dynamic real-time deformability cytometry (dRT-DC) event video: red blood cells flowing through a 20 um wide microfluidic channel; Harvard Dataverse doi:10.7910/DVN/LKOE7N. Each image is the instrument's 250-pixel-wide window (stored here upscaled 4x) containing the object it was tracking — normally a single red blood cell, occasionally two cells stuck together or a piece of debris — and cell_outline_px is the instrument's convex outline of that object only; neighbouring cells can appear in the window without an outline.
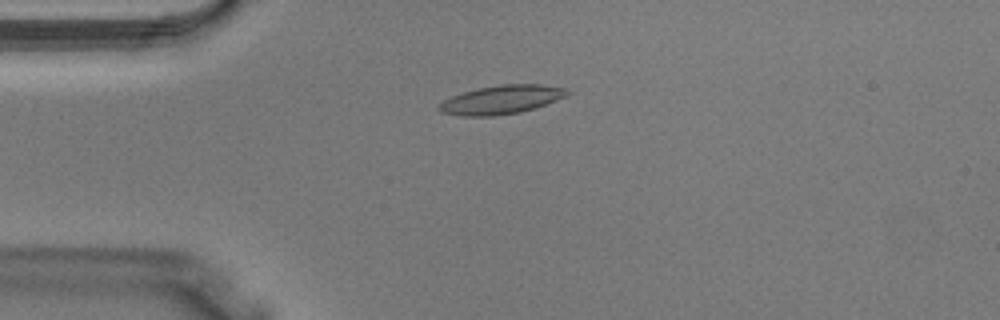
{"species": "Egyptian fruit bat (a non-hibernating species)", "species_latin": "Rousettus aegyptiacus", "temperature_condition": "warm", "stored_images_in_passage": 32, "camera_frame_rate_fps": 3000, "um_per_image_px": 0.085, "animal": {"sex": "male"}, "frame": {"image": 1, "passage_image": 3, "time_ms": 0.667, "image_size_px": [1000, 320], "cell_outline_px": [[568, 92], [564, 96], [556, 100], [536, 108], [520, 112], [496, 116], [464, 116], [440, 112], [436, 108], [444, 100], [452, 96], [464, 92], [480, 88], [500, 84], [540, 84], [564, 88]], "centroid_in_image_um": [42.58, 8.48], "position_along_channel_um": 42.4, "area_um2": 21.21}}
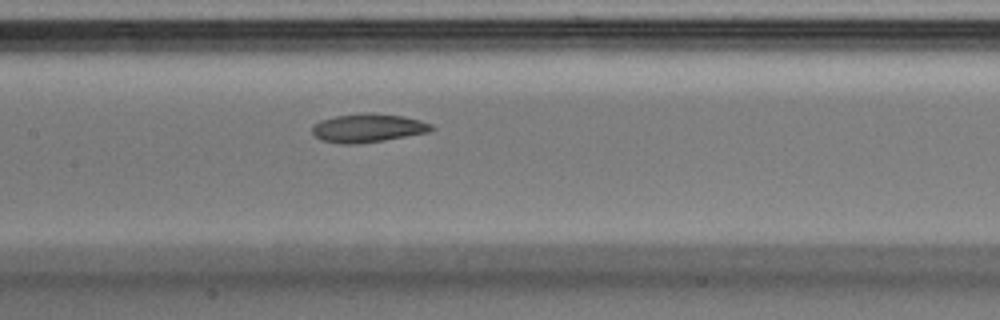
{"frame": {"image": 2, "passage_image": 12, "time_ms": 3.667, "image_size_px": [1000, 320], "cell_outline_px": [[436, 128], [428, 132], [384, 140], [356, 144], [340, 144], [320, 140], [312, 132], [312, 124], [320, 120], [336, 116], [364, 112], [368, 112], [404, 116], [420, 120], [432, 124]], "centroid_in_image_um": [31.26, 10.87], "position_along_channel_um": 176.1, "area_um2": 20.0}}
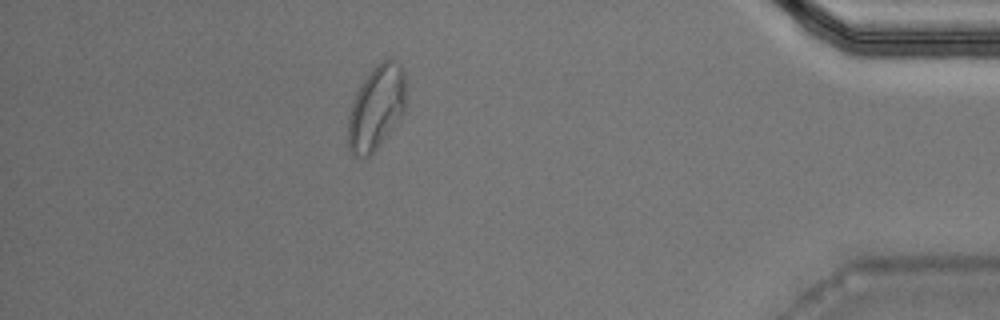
{"frame": {"image": 3, "passage_image": 28, "time_ms": 9.0, "image_size_px": [1000, 320], "cell_outline_px": [[404, 112], [372, 156], [352, 156], [348, 148], [348, 116], [356, 92], [360, 84], [372, 68], [380, 60], [396, 60], [404, 68]], "centroid_in_image_um": [31.96, 9.16], "position_along_channel_um": 403.2, "area_um2": 28.44}}